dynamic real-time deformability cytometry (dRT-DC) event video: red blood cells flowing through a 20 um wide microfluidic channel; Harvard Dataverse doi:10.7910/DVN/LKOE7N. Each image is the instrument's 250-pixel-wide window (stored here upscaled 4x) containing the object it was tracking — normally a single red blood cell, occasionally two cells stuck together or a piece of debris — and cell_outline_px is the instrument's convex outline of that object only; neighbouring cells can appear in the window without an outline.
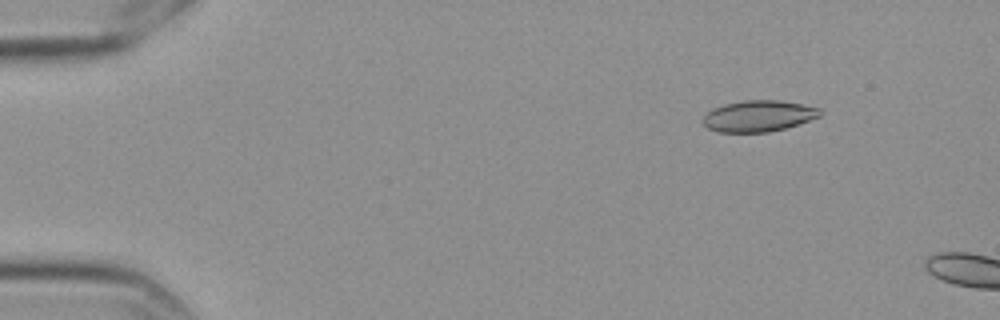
{"species": "Egyptian fruit bat (a non-hibernating species)", "species_latin": "Rousettus aegyptiacus", "temperature_condition": "cold", "stored_images_in_passage": 4, "camera_frame_rate_fps": 3000, "um_per_image_px": 0.085, "frame": {"image": 1, "passage_image": 2, "time_ms": 0.333, "image_size_px": [1000, 320], "cell_outline_px": [[824, 112], [820, 116], [784, 128], [768, 132], [716, 132], [708, 128], [700, 120], [712, 108], [724, 104], [744, 100], [780, 100], [820, 108]], "centroid_in_image_um": [64.44, 9.86], "position_along_channel_um": 20.6, "area_um2": 21.27}}